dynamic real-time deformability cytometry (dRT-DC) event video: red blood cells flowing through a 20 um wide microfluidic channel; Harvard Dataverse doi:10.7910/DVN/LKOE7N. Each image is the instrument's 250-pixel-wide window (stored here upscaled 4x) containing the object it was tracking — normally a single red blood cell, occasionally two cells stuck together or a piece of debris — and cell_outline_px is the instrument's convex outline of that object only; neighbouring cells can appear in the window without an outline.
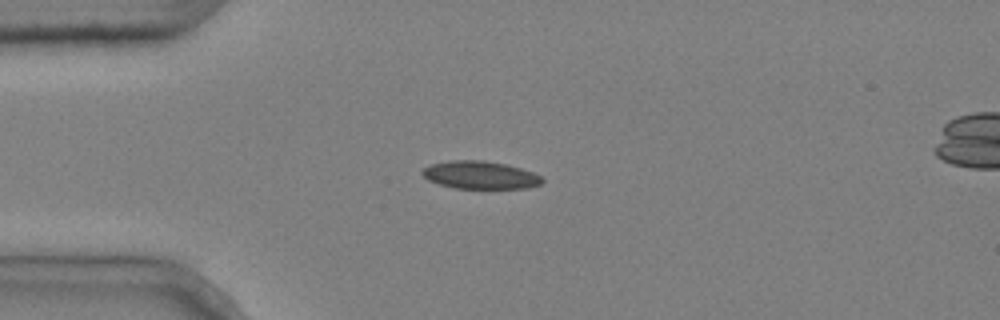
{"species": "common noctule bat (a hibernating species)", "species_latin": "Nyctalus noctula", "temperature_condition": "cold", "stored_images_in_passage": 5, "camera_frame_rate_fps": 3000, "um_per_image_px": 0.085, "animal": {"sex": "male", "body_mass_g": 20.4}, "frame": {"image": 1, "passage_image": 5, "time_ms": 1.333, "image_size_px": [1000, 320], "cell_outline_px": [[544, 180], [540, 184], [528, 188], [456, 188], [440, 184], [428, 180], [420, 172], [424, 168], [432, 164], [448, 160], [484, 160], [504, 164], [520, 168], [532, 172], [540, 176]], "centroid_in_image_um": [40.8, 14.87], "position_along_channel_um": 44.2, "area_um2": 19.25}}